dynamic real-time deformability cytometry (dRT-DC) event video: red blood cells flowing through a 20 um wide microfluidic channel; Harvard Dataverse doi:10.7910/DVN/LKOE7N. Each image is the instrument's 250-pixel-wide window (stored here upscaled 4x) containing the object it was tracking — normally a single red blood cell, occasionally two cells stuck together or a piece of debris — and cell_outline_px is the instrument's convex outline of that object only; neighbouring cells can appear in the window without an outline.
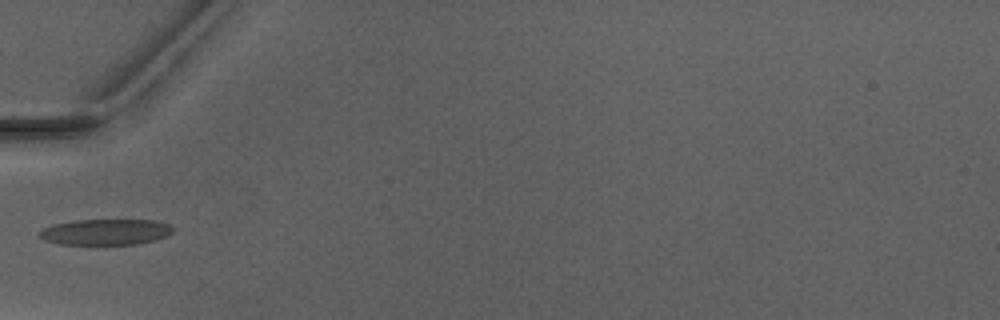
{"species": "Egyptian fruit bat (a non-hibernating species)", "species_latin": "Rousettus aegyptiacus", "temperature_condition": "warm", "stored_images_in_passage": 5, "camera_frame_rate_fps": 3000, "um_per_image_px": 0.085, "animal": {"sex": "male"}, "frame": {"image": 1, "passage_image": 4, "time_ms": 4.333, "image_size_px": [1000, 320], "cell_outline_px": [[172, 232], [168, 236], [156, 240], [136, 244], [60, 244], [44, 240], [40, 236], [40, 232], [44, 228], [56, 224], [76, 220], [156, 220], [168, 224], [172, 228]], "centroid_in_image_um": [9.02, 19.72], "position_along_channel_um": 76.0, "area_um2": 19.94}}
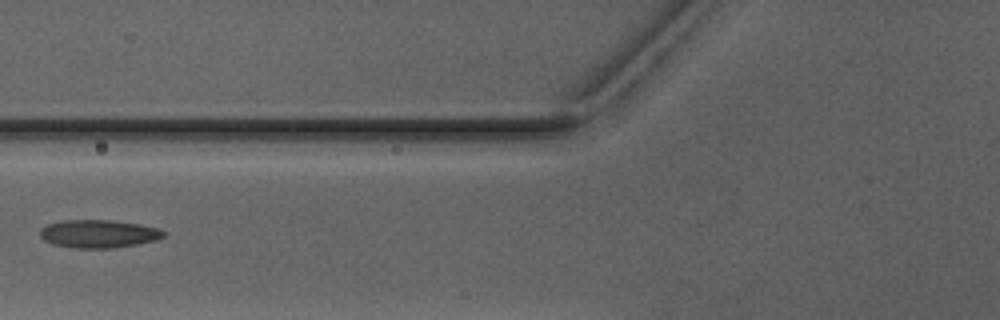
{"frame": {"image": 2, "passage_image": 5, "time_ms": 5.333, "image_size_px": [1000, 320], "cell_outline_px": [[164, 236], [156, 240], [136, 244], [112, 248], [76, 248], [52, 244], [44, 240], [40, 236], [40, 228], [48, 224], [64, 220], [112, 220], [140, 224], [160, 228], [164, 232]], "centroid_in_image_um": [8.37, 19.87], "position_along_channel_um": 117.4, "area_um2": 20.17}}